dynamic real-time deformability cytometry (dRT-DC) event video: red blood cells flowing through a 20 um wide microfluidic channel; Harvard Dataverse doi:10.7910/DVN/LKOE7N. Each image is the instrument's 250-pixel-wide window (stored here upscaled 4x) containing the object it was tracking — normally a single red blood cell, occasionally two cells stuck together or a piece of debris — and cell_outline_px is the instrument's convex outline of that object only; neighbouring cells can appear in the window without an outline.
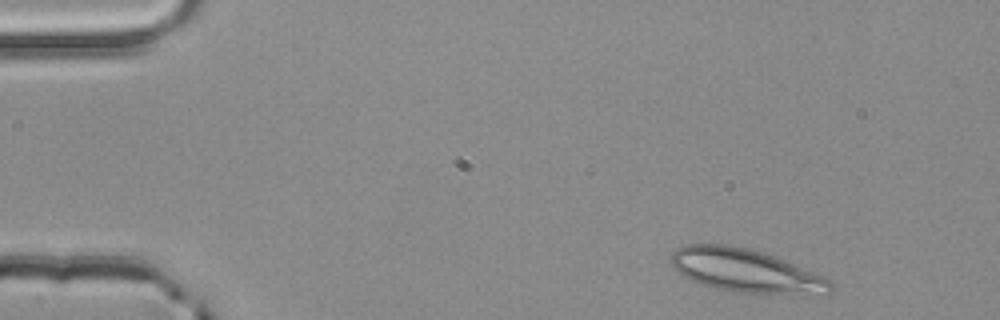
{"species": "common noctule bat (a hibernating species)", "species_latin": "Nyctalus noctula", "temperature_condition": "room temperature", "stored_images_in_passage": 5, "segment_of_instrument_passage": [2, 2], "camera_frame_rate_fps": 3000, "um_per_image_px": 0.085, "animal": {"sex": "male", "body_mass_g": 20.4}, "frame": {"image": 1, "passage_image": 5, "time_ms": 1.333, "image_size_px": [1000, 320], "cell_outline_px": [[832, 292], [828, 296], [824, 296], [732, 292], [712, 288], [692, 280], [684, 276], [672, 268], [668, 264], [672, 252], [676, 248], [684, 244], [728, 244], [748, 248], [764, 252], [824, 276], [832, 280]], "centroid_in_image_um": [63.42, 23.03], "position_along_channel_um": 21.6, "area_um2": 41.33}}